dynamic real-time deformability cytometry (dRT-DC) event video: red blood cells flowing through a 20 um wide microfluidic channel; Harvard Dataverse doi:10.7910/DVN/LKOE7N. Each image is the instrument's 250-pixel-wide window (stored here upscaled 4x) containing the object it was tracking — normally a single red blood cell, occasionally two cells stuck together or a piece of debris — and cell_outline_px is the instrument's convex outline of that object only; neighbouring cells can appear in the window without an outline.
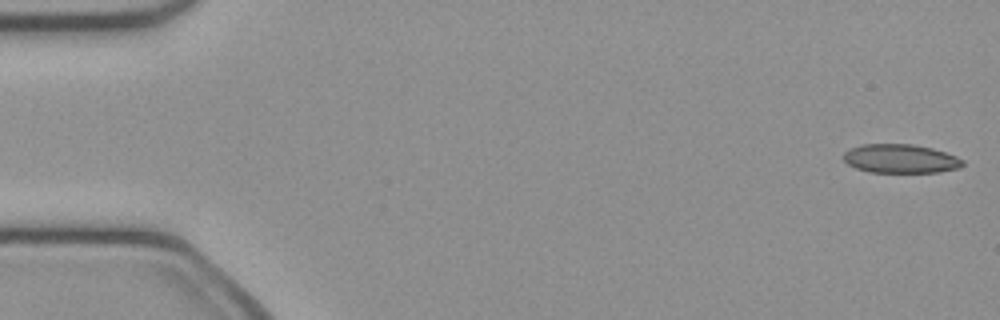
{"species": "common noctule bat (a hibernating species)", "species_latin": "Nyctalus noctula", "temperature_condition": "cold", "stored_images_in_passage": 50, "camera_frame_rate_fps": 3000, "um_per_image_px": 0.085, "animal": {"sex": "female", "body_mass_g": 21.9}, "frame": {"image": 1, "passage_image": 1, "time_ms": 0.0, "image_size_px": [1000, 320], "cell_outline_px": [[964, 164], [960, 168], [936, 172], [868, 172], [856, 168], [848, 164], [844, 160], [844, 152], [860, 144], [912, 144], [932, 148], [956, 156], [964, 160]], "centroid_in_image_um": [76.55, 13.49], "position_along_channel_um": 8.5, "area_um2": 20.0}}